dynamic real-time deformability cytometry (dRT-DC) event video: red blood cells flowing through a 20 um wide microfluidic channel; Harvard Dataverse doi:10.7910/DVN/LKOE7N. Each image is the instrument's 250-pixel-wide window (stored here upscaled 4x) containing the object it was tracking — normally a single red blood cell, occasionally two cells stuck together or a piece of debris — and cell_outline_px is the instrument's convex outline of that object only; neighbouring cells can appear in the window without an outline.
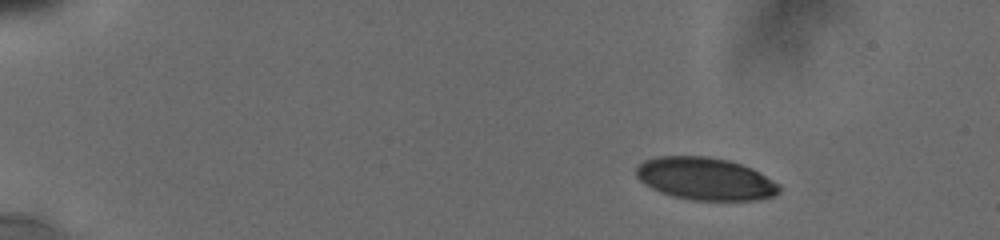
{"species": "human", "species_latin": "Homo sapiens", "temperature_condition": "cold", "stored_images_in_passage": 12, "camera_frame_rate_fps": 3000, "um_per_image_px": 0.085, "donor": {"sex": "male"}, "frame": {"image": 1, "passage_image": 1, "time_ms": 0.0, "image_size_px": [1000, 240], "cell_outline_px": [[780, 192], [776, 196], [760, 200], [692, 200], [672, 196], [660, 192], [652, 188], [640, 180], [636, 176], [636, 168], [644, 160], [656, 156], [708, 156], [728, 160], [752, 168], [780, 184]], "centroid_in_image_um": [59.98, 15.2], "position_along_channel_um": 25.0, "area_um2": 35.6}}
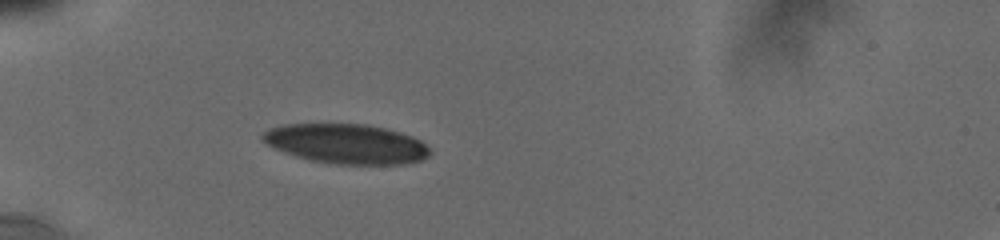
{"frame": {"image": 2, "passage_image": 6, "time_ms": 3.333, "image_size_px": [1000, 240], "cell_outline_px": [[432, 152], [428, 156], [420, 160], [408, 164], [336, 164], [312, 160], [296, 156], [284, 152], [268, 144], [260, 136], [268, 128], [284, 124], [364, 124], [384, 128], [400, 132], [412, 136], [420, 140]], "centroid_in_image_um": [29.45, 12.22], "position_along_channel_um": 55.5, "area_um2": 38.49}}
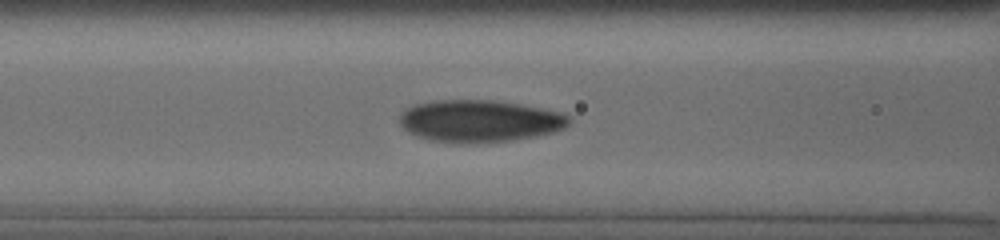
{"frame": {"image": 3, "passage_image": 12, "time_ms": 5.667, "image_size_px": [1000, 240], "cell_outline_px": [[572, 120], [564, 128], [552, 132], [536, 136], [512, 140], [428, 140], [416, 136], [408, 132], [400, 124], [400, 112], [404, 108], [412, 104], [432, 100], [496, 100], [520, 104], [564, 112], [572, 116]], "centroid_in_image_um": [40.78, 10.22], "position_along_channel_um": 125.8, "area_um2": 41.04}}